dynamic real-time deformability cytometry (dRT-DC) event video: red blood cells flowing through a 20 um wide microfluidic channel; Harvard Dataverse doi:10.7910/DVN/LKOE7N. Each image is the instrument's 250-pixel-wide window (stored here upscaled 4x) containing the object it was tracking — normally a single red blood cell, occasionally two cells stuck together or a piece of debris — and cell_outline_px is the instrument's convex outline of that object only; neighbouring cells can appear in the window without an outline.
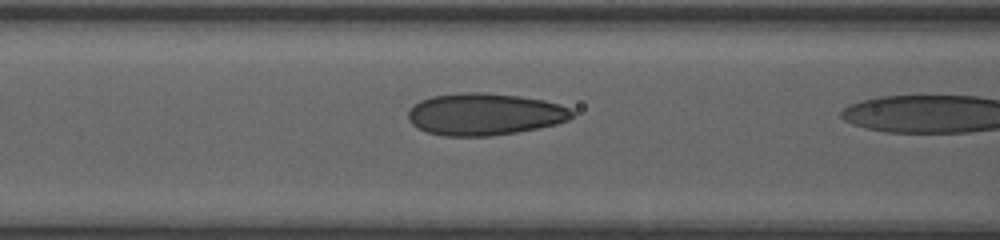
{"species": "human", "species_latin": "Homo sapiens", "temperature_condition": "room temperature", "stored_images_in_passage": 11, "camera_frame_rate_fps": 3000, "um_per_image_px": 0.085, "donor": {"sex": "female"}, "frame": {"image": 1, "passage_image": 10, "time_ms": 3.0, "image_size_px": [1000, 240], "cell_outline_px": [[572, 116], [568, 120], [556, 124], [516, 132], [492, 136], [444, 136], [428, 132], [416, 128], [408, 120], [408, 112], [412, 104], [420, 100], [432, 96], [468, 92], [484, 92], [520, 96], [544, 100], [560, 104], [568, 108], [572, 112]], "centroid_in_image_um": [41.15, 9.71], "position_along_channel_um": 125.5, "area_um2": 40.17}}